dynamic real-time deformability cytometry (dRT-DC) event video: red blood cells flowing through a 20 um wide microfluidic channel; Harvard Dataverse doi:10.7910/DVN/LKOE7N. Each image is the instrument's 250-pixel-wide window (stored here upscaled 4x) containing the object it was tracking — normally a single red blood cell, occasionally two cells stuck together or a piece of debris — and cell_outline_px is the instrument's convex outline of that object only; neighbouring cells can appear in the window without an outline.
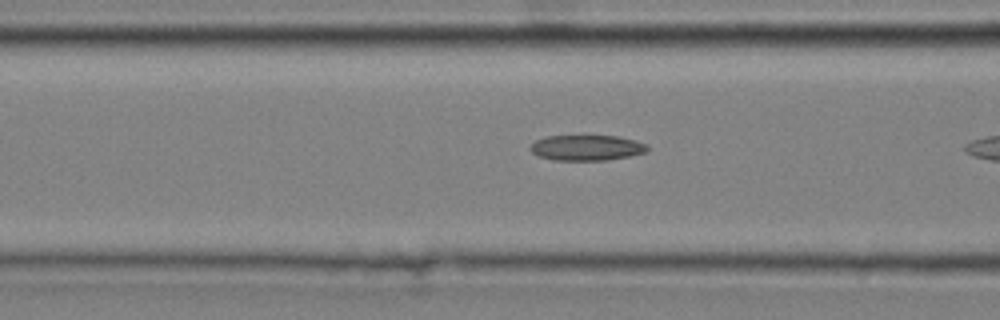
{"species": "common noctule bat (a hibernating species)", "species_latin": "Nyctalus noctula", "temperature_condition": "cold", "stored_images_in_passage": 8, "camera_frame_rate_fps": 3000, "um_per_image_px": 0.085, "animal": {"sex": "male", "body_mass_g": 20.4}, "frame": {"image": 1, "passage_image": 7, "time_ms": 2.0, "image_size_px": [1000, 320], "cell_outline_px": [[648, 152], [608, 160], [552, 160], [540, 156], [532, 152], [528, 148], [536, 140], [544, 136], [616, 136], [636, 140], [648, 144]], "centroid_in_image_um": [49.88, 12.55], "position_along_channel_um": 116.7, "area_um2": 17.46}}